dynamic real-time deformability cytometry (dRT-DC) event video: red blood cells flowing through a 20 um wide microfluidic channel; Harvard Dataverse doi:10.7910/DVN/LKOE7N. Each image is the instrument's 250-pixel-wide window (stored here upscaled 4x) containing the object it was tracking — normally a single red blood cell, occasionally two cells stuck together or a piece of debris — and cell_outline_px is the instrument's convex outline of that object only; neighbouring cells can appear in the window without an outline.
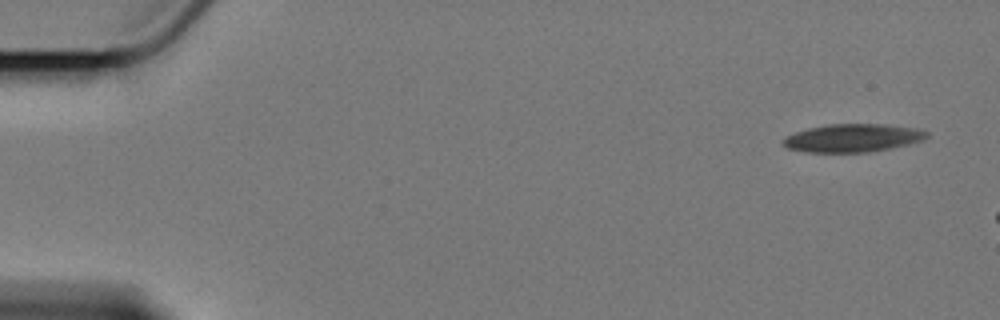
{"species": "Egyptian fruit bat (a non-hibernating species)", "species_latin": "Rousettus aegyptiacus", "temperature_condition": "cold", "stored_images_in_passage": 4, "camera_frame_rate_fps": 3000, "um_per_image_px": 0.085, "animal": {"sex": "female"}, "frame": {"image": 1, "passage_image": 1, "time_ms": 0.0, "image_size_px": [1000, 320], "cell_outline_px": [[928, 136], [924, 140], [892, 148], [868, 152], [804, 152], [788, 148], [780, 140], [784, 136], [808, 128], [828, 124], [884, 124], [916, 128], [928, 132]], "centroid_in_image_um": [72.47, 11.73], "position_along_channel_um": 12.5, "area_um2": 23.58}}